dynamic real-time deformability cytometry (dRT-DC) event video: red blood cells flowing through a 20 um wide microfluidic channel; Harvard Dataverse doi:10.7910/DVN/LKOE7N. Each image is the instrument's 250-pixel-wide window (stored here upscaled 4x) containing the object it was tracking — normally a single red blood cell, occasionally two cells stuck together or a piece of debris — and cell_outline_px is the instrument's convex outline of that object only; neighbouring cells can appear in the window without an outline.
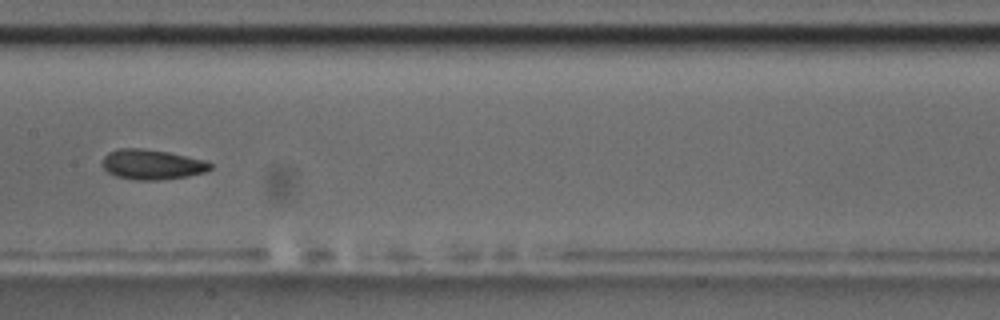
{"species": "common noctule bat (a hibernating species)", "species_latin": "Nyctalus noctula", "temperature_condition": "room temperature", "stored_images_in_passage": 13, "camera_frame_rate_fps": 3000, "um_per_image_px": 0.085, "animal": {"sex": "male", "body_mass_g": 17.5, "forearm_length_mm": 52.3}, "frame": {"image": 1, "passage_image": 6, "time_ms": 6.0, "image_size_px": [1000, 320], "cell_outline_px": [[212, 168], [204, 172], [188, 176], [160, 180], [136, 180], [116, 176], [108, 172], [104, 168], [104, 156], [108, 152], [116, 148], [140, 148], [168, 152], [204, 160], [212, 164]], "centroid_in_image_um": [12.91, 13.98], "position_along_channel_um": 194.5, "area_um2": 18.79}, "authors_computed_cell_mechanics": {"area_um2": 18.496, "velocity_mm_per_s": 3.5285, "shape_relaxation_time_tau1_ms": 6.2065, "shape_relaxation_time_tau2_ms": 2.5249, "deformation_change_tau1": 0.1288, "deformation_change_tau2": 0.0768}}